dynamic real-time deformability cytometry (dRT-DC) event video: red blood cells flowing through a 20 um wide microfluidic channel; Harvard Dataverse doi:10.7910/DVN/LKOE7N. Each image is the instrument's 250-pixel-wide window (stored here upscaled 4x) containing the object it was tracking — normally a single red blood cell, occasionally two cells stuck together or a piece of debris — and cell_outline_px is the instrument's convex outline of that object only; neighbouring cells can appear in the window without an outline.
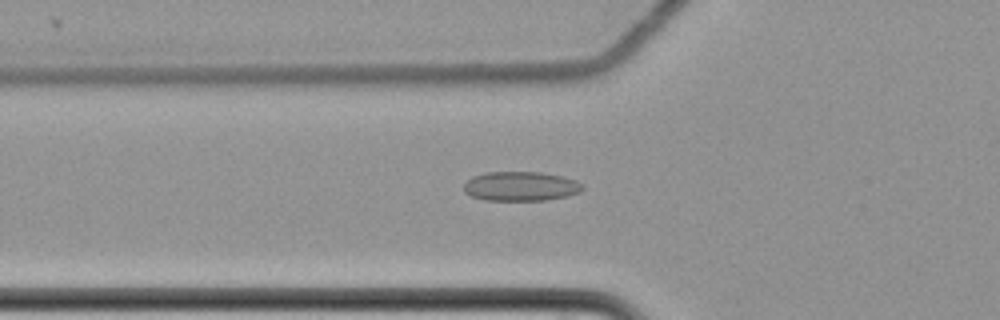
{"species": "common noctule bat (a hibernating species)", "species_latin": "Nyctalus noctula", "temperature_condition": "cold", "stored_images_in_passage": 61, "camera_frame_rate_fps": 3000, "um_per_image_px": 0.085, "animal": {"sex": "female", "body_mass_g": 22.7, "forearm_length_mm": 54.2}, "frame": {"image": 1, "passage_image": 23, "time_ms": 7.333, "image_size_px": [1000, 320], "cell_outline_px": [[584, 188], [580, 192], [568, 196], [548, 200], [484, 200], [472, 196], [464, 192], [464, 184], [472, 176], [484, 172], [540, 172], [560, 176], [576, 180], [584, 184]], "centroid_in_image_um": [44.28, 15.83], "position_along_channel_um": 81.5, "area_um2": 20.46}}
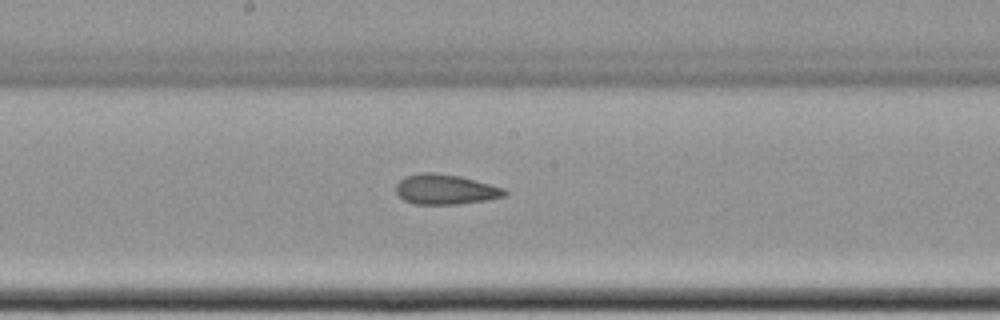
{"frame": {"image": 2, "passage_image": 34, "time_ms": 11.0, "image_size_px": [1000, 320], "cell_outline_px": [[508, 192], [504, 196], [484, 200], [456, 204], [412, 204], [404, 200], [396, 192], [396, 184], [404, 176], [420, 172], [432, 172], [460, 176], [504, 188]], "centroid_in_image_um": [37.81, 16.09], "position_along_channel_um": 210.4, "area_um2": 18.96}}
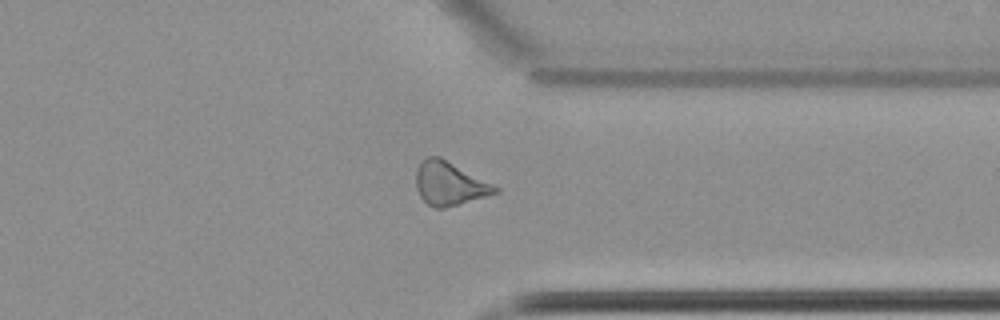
{"frame": {"image": 3, "passage_image": 48, "time_ms": 15.667, "image_size_px": [1000, 320], "cell_outline_px": [[500, 192], [488, 196], [444, 208], [436, 208], [428, 204], [420, 196], [416, 188], [416, 168], [428, 156], [440, 156], [500, 188]], "centroid_in_image_um": [38.21, 15.61], "position_along_channel_um": 373.2, "area_um2": 19.94}, "authors_computed_cell_mechanics": {"area_um2": 20.4612, "velocity_mm_per_s": 3.5102, "shape_relaxation_time_tau1_ms": null, "shape_relaxation_time_tau2_ms": 3.4344, "deformation_change_tau1": null, "deformation_change_tau2": 0.0897}}